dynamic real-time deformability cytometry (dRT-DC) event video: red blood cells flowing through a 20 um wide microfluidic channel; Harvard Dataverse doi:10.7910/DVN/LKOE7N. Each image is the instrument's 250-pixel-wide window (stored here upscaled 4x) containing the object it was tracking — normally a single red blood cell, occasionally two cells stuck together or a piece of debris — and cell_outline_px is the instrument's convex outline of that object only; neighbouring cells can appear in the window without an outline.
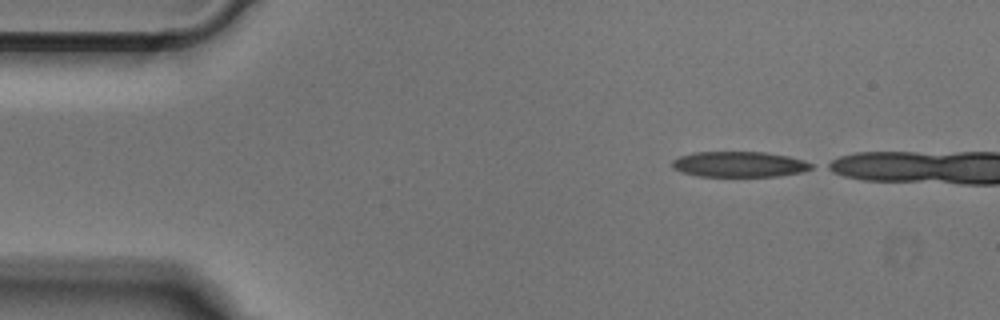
{"species": "Egyptian fruit bat (a non-hibernating species)", "species_latin": "Rousettus aegyptiacus", "temperature_condition": "cold", "stored_images_in_passage": 3, "camera_frame_rate_fps": 3000, "um_per_image_px": 0.085, "animal": {"sex": "male"}, "frame": {"image": 1, "passage_image": 1, "time_ms": 0.0, "image_size_px": [1000, 320], "cell_outline_px": [[812, 168], [804, 172], [776, 176], [696, 176], [680, 172], [672, 168], [672, 160], [680, 156], [692, 152], [764, 152], [788, 156], [804, 160], [812, 164]], "centroid_in_image_um": [62.81, 13.96], "position_along_channel_um": 22.2, "area_um2": 20.81}}